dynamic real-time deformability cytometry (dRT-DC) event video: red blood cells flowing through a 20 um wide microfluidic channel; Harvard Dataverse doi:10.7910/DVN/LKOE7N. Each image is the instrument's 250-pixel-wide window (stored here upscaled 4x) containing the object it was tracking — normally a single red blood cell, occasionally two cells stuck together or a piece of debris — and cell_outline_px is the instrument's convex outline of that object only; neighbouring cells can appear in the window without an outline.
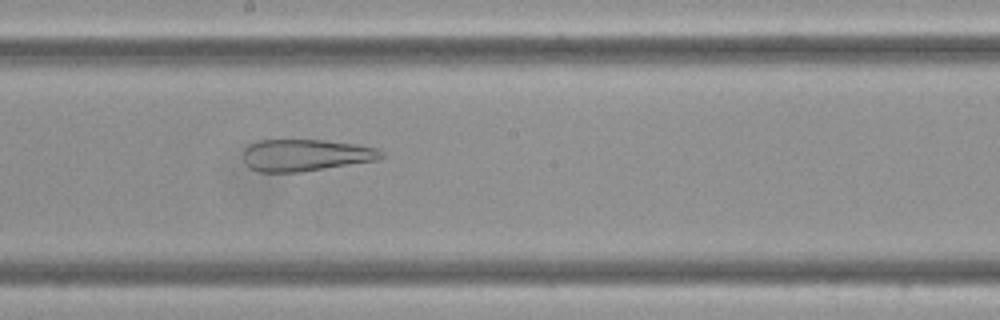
{"species": "Egyptian fruit bat (a non-hibernating species)", "species_latin": "Rousettus aegyptiacus", "temperature_condition": "cold", "stored_images_in_passage": 9, "camera_frame_rate_fps": 3000, "um_per_image_px": 0.085, "frame": {"image": 1, "passage_image": 9, "time_ms": 2.667, "image_size_px": [1000, 320], "cell_outline_px": [[384, 156], [376, 160], [300, 172], [260, 172], [248, 168], [244, 160], [244, 148], [260, 140], [324, 140], [356, 144], [376, 148], [384, 152]], "centroid_in_image_um": [25.97, 13.19], "position_along_channel_um": 222.2, "area_um2": 25.49}}